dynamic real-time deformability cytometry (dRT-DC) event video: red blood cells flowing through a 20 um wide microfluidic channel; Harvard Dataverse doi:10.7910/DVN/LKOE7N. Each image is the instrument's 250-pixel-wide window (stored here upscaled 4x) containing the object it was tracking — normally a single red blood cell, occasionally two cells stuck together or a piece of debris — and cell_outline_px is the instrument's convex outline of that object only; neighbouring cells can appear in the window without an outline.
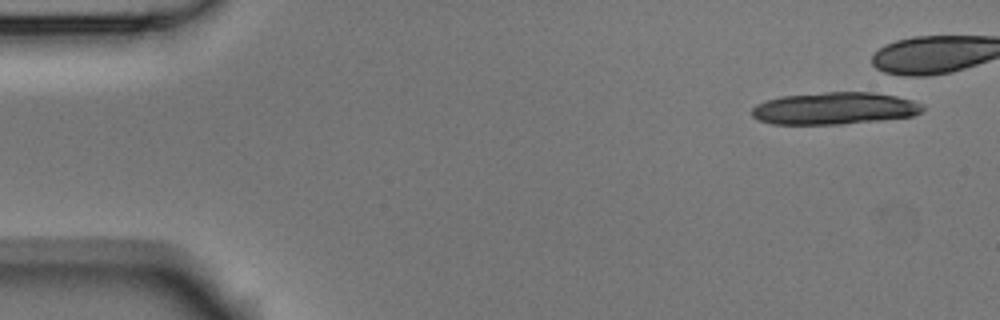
{"species": "Egyptian fruit bat (a non-hibernating species)", "species_latin": "Rousettus aegyptiacus", "temperature_condition": "room temperature", "stored_images_in_passage": 8, "camera_frame_rate_fps": 3000, "um_per_image_px": 0.085, "animal": {"sex": "male"}, "frame": {"image": 1, "passage_image": 1, "time_ms": 0.0, "image_size_px": [1000, 320], "cell_outline_px": [[924, 108], [920, 112], [912, 116], [880, 120], [840, 124], [772, 124], [760, 120], [752, 116], [752, 108], [756, 104], [780, 96], [824, 92], [872, 92], [896, 96], [912, 100], [924, 104]], "centroid_in_image_um": [70.94, 9.2], "position_along_channel_um": 14.1, "area_um2": 31.96}}